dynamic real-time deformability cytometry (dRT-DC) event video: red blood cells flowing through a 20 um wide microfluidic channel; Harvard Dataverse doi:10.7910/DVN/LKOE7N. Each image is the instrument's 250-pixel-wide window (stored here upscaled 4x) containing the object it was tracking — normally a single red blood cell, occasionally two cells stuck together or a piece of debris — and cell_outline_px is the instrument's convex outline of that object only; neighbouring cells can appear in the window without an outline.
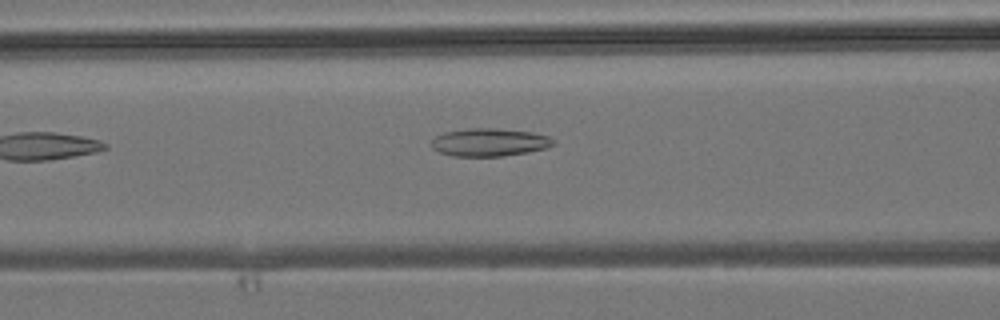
{"species": "common noctule bat (a hibernating species)", "species_latin": "Nyctalus noctula", "temperature_condition": "room temperature", "stored_images_in_passage": 5, "camera_frame_rate_fps": 3000, "um_per_image_px": 0.085, "animal": {"sex": "male", "body_mass_g": 19.2, "forearm_length_mm": 51.8}, "frame": {"image": 1, "passage_image": 5, "time_ms": 4.667, "image_size_px": [1000, 320], "cell_outline_px": [[556, 144], [544, 148], [528, 152], [504, 156], [452, 156], [440, 152], [432, 148], [432, 140], [436, 136], [444, 132], [472, 128], [496, 128], [532, 132], [548, 136], [556, 140]], "centroid_in_image_um": [41.62, 12.09], "position_along_channel_um": 125.0, "area_um2": 19.83}}